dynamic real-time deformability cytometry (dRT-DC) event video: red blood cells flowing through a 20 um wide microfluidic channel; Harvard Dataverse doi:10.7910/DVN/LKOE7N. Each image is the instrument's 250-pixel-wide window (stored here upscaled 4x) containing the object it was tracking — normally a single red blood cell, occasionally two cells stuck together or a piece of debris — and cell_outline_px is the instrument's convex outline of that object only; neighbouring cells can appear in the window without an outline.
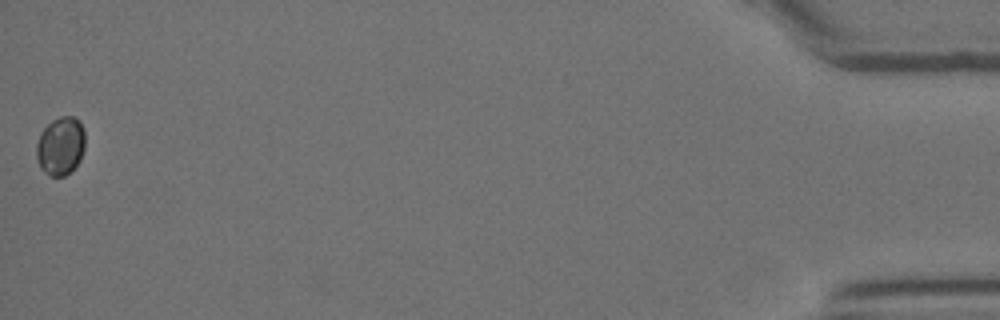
{"species": "Egyptian fruit bat (a non-hibernating species)", "species_latin": "Rousettus aegyptiacus", "temperature_condition": "room temperature", "stored_images_in_passage": 16, "camera_frame_rate_fps": 3000, "um_per_image_px": 0.085, "animal": {"sex": "female"}, "frame": {"image": 1, "passage_image": 16, "time_ms": 5.0, "image_size_px": [1000, 320], "cell_outline_px": [[84, 148], [80, 160], [64, 176], [52, 176], [44, 172], [40, 168], [36, 156], [36, 144], [40, 132], [52, 120], [60, 116], [72, 116], [80, 120], [84, 128]], "centroid_in_image_um": [5.13, 12.38], "position_along_channel_um": 430.1, "area_um2": 16.59}}